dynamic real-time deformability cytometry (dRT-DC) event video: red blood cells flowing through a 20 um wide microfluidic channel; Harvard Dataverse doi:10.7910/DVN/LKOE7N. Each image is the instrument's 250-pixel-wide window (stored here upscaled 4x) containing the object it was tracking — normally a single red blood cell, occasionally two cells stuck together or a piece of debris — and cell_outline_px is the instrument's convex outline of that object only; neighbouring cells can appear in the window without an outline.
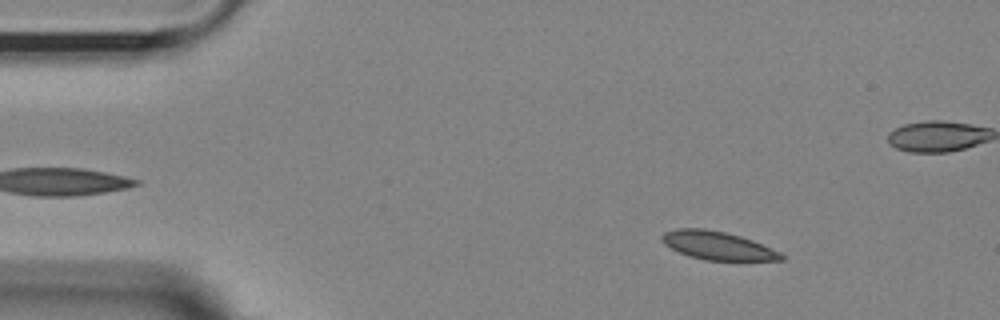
{"species": "Egyptian fruit bat (a non-hibernating species)", "species_latin": "Rousettus aegyptiacus", "temperature_condition": "room temperature", "stored_images_in_passage": 16, "camera_frame_rate_fps": 3000, "um_per_image_px": 0.085, "animal": {"sex": "female"}, "frame": {"image": 1, "passage_image": 7, "time_ms": 2.0, "image_size_px": [1000, 320], "cell_outline_px": [[784, 260], [704, 260], [688, 256], [664, 244], [660, 240], [660, 236], [664, 232], [676, 228], [704, 228], [724, 232], [740, 236], [752, 240], [780, 252], [784, 256]], "centroid_in_image_um": [60.95, 20.87], "position_along_channel_um": 24.0, "area_um2": 19.59}}